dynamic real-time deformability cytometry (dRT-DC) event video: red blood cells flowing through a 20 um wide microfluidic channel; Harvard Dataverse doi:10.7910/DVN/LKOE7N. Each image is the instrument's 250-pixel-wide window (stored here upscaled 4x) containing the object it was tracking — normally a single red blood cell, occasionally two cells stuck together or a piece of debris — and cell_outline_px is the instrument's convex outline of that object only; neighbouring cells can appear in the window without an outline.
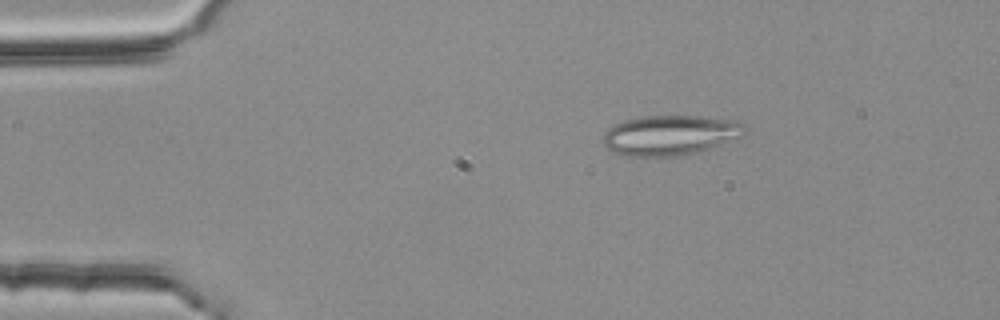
{"species": "common noctule bat (a hibernating species)", "species_latin": "Nyctalus noctula", "temperature_condition": "room temperature", "stored_images_in_passage": 2, "camera_frame_rate_fps": 3000, "um_per_image_px": 0.085, "animal": {"sex": "female", "body_mass_g": 25.1}, "frame": {"image": 1, "passage_image": 1, "time_ms": 0.0, "image_size_px": [1000, 320], "cell_outline_px": [[748, 132], [744, 136], [700, 152], [676, 156], [624, 156], [612, 152], [604, 144], [604, 132], [608, 128], [624, 120], [640, 116], [700, 116], [736, 120], [744, 124]], "centroid_in_image_um": [57.01, 11.49], "position_along_channel_um": 28.0, "area_um2": 33.41}}